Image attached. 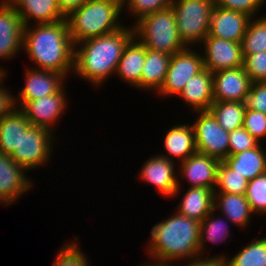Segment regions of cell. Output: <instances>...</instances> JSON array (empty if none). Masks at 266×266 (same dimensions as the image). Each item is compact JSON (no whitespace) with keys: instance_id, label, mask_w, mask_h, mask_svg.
<instances>
[{"instance_id":"obj_1","label":"cell","mask_w":266,"mask_h":266,"mask_svg":"<svg viewBox=\"0 0 266 266\" xmlns=\"http://www.w3.org/2000/svg\"><path fill=\"white\" fill-rule=\"evenodd\" d=\"M24 26L23 49L36 69L68 76L74 70V44L67 19L55 23ZM33 28V29H32Z\"/></svg>"},{"instance_id":"obj_2","label":"cell","mask_w":266,"mask_h":266,"mask_svg":"<svg viewBox=\"0 0 266 266\" xmlns=\"http://www.w3.org/2000/svg\"><path fill=\"white\" fill-rule=\"evenodd\" d=\"M148 243V255L155 262H147L153 266H169L175 262L200 257V222L180 215L173 216L156 223L151 229ZM157 259V260H156Z\"/></svg>"},{"instance_id":"obj_3","label":"cell","mask_w":266,"mask_h":266,"mask_svg":"<svg viewBox=\"0 0 266 266\" xmlns=\"http://www.w3.org/2000/svg\"><path fill=\"white\" fill-rule=\"evenodd\" d=\"M133 36V26H123L113 33L75 44L73 72L99 87L109 76H115L122 52Z\"/></svg>"},{"instance_id":"obj_4","label":"cell","mask_w":266,"mask_h":266,"mask_svg":"<svg viewBox=\"0 0 266 266\" xmlns=\"http://www.w3.org/2000/svg\"><path fill=\"white\" fill-rule=\"evenodd\" d=\"M121 10L122 0H90L72 11L66 19L73 44L121 29Z\"/></svg>"},{"instance_id":"obj_5","label":"cell","mask_w":266,"mask_h":266,"mask_svg":"<svg viewBox=\"0 0 266 266\" xmlns=\"http://www.w3.org/2000/svg\"><path fill=\"white\" fill-rule=\"evenodd\" d=\"M134 36L148 49L173 55L184 50L172 7L145 15L134 23Z\"/></svg>"},{"instance_id":"obj_6","label":"cell","mask_w":266,"mask_h":266,"mask_svg":"<svg viewBox=\"0 0 266 266\" xmlns=\"http://www.w3.org/2000/svg\"><path fill=\"white\" fill-rule=\"evenodd\" d=\"M214 0H173L178 35L186 47L201 44L209 34Z\"/></svg>"},{"instance_id":"obj_7","label":"cell","mask_w":266,"mask_h":266,"mask_svg":"<svg viewBox=\"0 0 266 266\" xmlns=\"http://www.w3.org/2000/svg\"><path fill=\"white\" fill-rule=\"evenodd\" d=\"M52 131L40 126H30L21 133L18 147L9 155L17 165L27 170L39 168L50 162L53 149Z\"/></svg>"},{"instance_id":"obj_8","label":"cell","mask_w":266,"mask_h":266,"mask_svg":"<svg viewBox=\"0 0 266 266\" xmlns=\"http://www.w3.org/2000/svg\"><path fill=\"white\" fill-rule=\"evenodd\" d=\"M190 47L171 55L169 67L158 94L167 97L179 95L191 77L204 69L203 55Z\"/></svg>"},{"instance_id":"obj_9","label":"cell","mask_w":266,"mask_h":266,"mask_svg":"<svg viewBox=\"0 0 266 266\" xmlns=\"http://www.w3.org/2000/svg\"><path fill=\"white\" fill-rule=\"evenodd\" d=\"M192 124L196 151L223 161L228 156L229 132L224 130L209 111H196Z\"/></svg>"},{"instance_id":"obj_10","label":"cell","mask_w":266,"mask_h":266,"mask_svg":"<svg viewBox=\"0 0 266 266\" xmlns=\"http://www.w3.org/2000/svg\"><path fill=\"white\" fill-rule=\"evenodd\" d=\"M204 68L215 73L220 70L244 66L242 44L213 36H206L202 41Z\"/></svg>"},{"instance_id":"obj_11","label":"cell","mask_w":266,"mask_h":266,"mask_svg":"<svg viewBox=\"0 0 266 266\" xmlns=\"http://www.w3.org/2000/svg\"><path fill=\"white\" fill-rule=\"evenodd\" d=\"M65 86L57 93L41 97L34 101L26 102L22 107H17L25 114L32 126L45 127L53 131V125L59 121L60 116L67 108Z\"/></svg>"},{"instance_id":"obj_12","label":"cell","mask_w":266,"mask_h":266,"mask_svg":"<svg viewBox=\"0 0 266 266\" xmlns=\"http://www.w3.org/2000/svg\"><path fill=\"white\" fill-rule=\"evenodd\" d=\"M161 156H152L146 160L139 172L140 179L147 183H151L157 188L158 193L165 197H174L179 194L180 182L177 172H175V162Z\"/></svg>"},{"instance_id":"obj_13","label":"cell","mask_w":266,"mask_h":266,"mask_svg":"<svg viewBox=\"0 0 266 266\" xmlns=\"http://www.w3.org/2000/svg\"><path fill=\"white\" fill-rule=\"evenodd\" d=\"M252 82L244 66L213 73V100L245 102Z\"/></svg>"},{"instance_id":"obj_14","label":"cell","mask_w":266,"mask_h":266,"mask_svg":"<svg viewBox=\"0 0 266 266\" xmlns=\"http://www.w3.org/2000/svg\"><path fill=\"white\" fill-rule=\"evenodd\" d=\"M0 2V59H13L23 47L24 26L15 7L8 0Z\"/></svg>"},{"instance_id":"obj_15","label":"cell","mask_w":266,"mask_h":266,"mask_svg":"<svg viewBox=\"0 0 266 266\" xmlns=\"http://www.w3.org/2000/svg\"><path fill=\"white\" fill-rule=\"evenodd\" d=\"M25 167L17 165L9 155L0 152V204L8 206L31 189Z\"/></svg>"},{"instance_id":"obj_16","label":"cell","mask_w":266,"mask_h":266,"mask_svg":"<svg viewBox=\"0 0 266 266\" xmlns=\"http://www.w3.org/2000/svg\"><path fill=\"white\" fill-rule=\"evenodd\" d=\"M65 76L49 70L27 69L25 73V86L20 91L15 102L22 107L28 101H34L44 96L57 93L64 85Z\"/></svg>"},{"instance_id":"obj_17","label":"cell","mask_w":266,"mask_h":266,"mask_svg":"<svg viewBox=\"0 0 266 266\" xmlns=\"http://www.w3.org/2000/svg\"><path fill=\"white\" fill-rule=\"evenodd\" d=\"M250 18L245 13L214 6L207 36L241 43Z\"/></svg>"},{"instance_id":"obj_18","label":"cell","mask_w":266,"mask_h":266,"mask_svg":"<svg viewBox=\"0 0 266 266\" xmlns=\"http://www.w3.org/2000/svg\"><path fill=\"white\" fill-rule=\"evenodd\" d=\"M219 163L220 160L215 157L196 152L185 161L178 163L179 173L182 174L181 177L187 179L191 187L215 190Z\"/></svg>"},{"instance_id":"obj_19","label":"cell","mask_w":266,"mask_h":266,"mask_svg":"<svg viewBox=\"0 0 266 266\" xmlns=\"http://www.w3.org/2000/svg\"><path fill=\"white\" fill-rule=\"evenodd\" d=\"M21 17L23 26H29L33 19L35 24L55 23L66 20L58 0H8ZM30 21V22H29Z\"/></svg>"},{"instance_id":"obj_20","label":"cell","mask_w":266,"mask_h":266,"mask_svg":"<svg viewBox=\"0 0 266 266\" xmlns=\"http://www.w3.org/2000/svg\"><path fill=\"white\" fill-rule=\"evenodd\" d=\"M195 111H208L213 100V73L204 68L191 77L178 95Z\"/></svg>"},{"instance_id":"obj_21","label":"cell","mask_w":266,"mask_h":266,"mask_svg":"<svg viewBox=\"0 0 266 266\" xmlns=\"http://www.w3.org/2000/svg\"><path fill=\"white\" fill-rule=\"evenodd\" d=\"M145 57L146 47L133 36L122 52L115 74L131 86L141 89V73Z\"/></svg>"},{"instance_id":"obj_22","label":"cell","mask_w":266,"mask_h":266,"mask_svg":"<svg viewBox=\"0 0 266 266\" xmlns=\"http://www.w3.org/2000/svg\"><path fill=\"white\" fill-rule=\"evenodd\" d=\"M164 149L167 155L161 154V156L171 161L177 157L182 162L195 154L197 151L193 126L189 124L171 126L164 137Z\"/></svg>"},{"instance_id":"obj_23","label":"cell","mask_w":266,"mask_h":266,"mask_svg":"<svg viewBox=\"0 0 266 266\" xmlns=\"http://www.w3.org/2000/svg\"><path fill=\"white\" fill-rule=\"evenodd\" d=\"M213 203L214 190L189 186L177 206V212L180 215L201 222L213 210Z\"/></svg>"},{"instance_id":"obj_24","label":"cell","mask_w":266,"mask_h":266,"mask_svg":"<svg viewBox=\"0 0 266 266\" xmlns=\"http://www.w3.org/2000/svg\"><path fill=\"white\" fill-rule=\"evenodd\" d=\"M213 209L222 211L227 221L240 228H246L253 215L245 195L214 193Z\"/></svg>"},{"instance_id":"obj_25","label":"cell","mask_w":266,"mask_h":266,"mask_svg":"<svg viewBox=\"0 0 266 266\" xmlns=\"http://www.w3.org/2000/svg\"><path fill=\"white\" fill-rule=\"evenodd\" d=\"M259 143L255 148L228 155L224 161L247 180L266 173V151Z\"/></svg>"},{"instance_id":"obj_26","label":"cell","mask_w":266,"mask_h":266,"mask_svg":"<svg viewBox=\"0 0 266 266\" xmlns=\"http://www.w3.org/2000/svg\"><path fill=\"white\" fill-rule=\"evenodd\" d=\"M171 55L146 48V57L141 73V89L157 92L165 79Z\"/></svg>"},{"instance_id":"obj_27","label":"cell","mask_w":266,"mask_h":266,"mask_svg":"<svg viewBox=\"0 0 266 266\" xmlns=\"http://www.w3.org/2000/svg\"><path fill=\"white\" fill-rule=\"evenodd\" d=\"M31 124L25 114L16 108L0 120V152L10 155L18 147L20 136Z\"/></svg>"},{"instance_id":"obj_28","label":"cell","mask_w":266,"mask_h":266,"mask_svg":"<svg viewBox=\"0 0 266 266\" xmlns=\"http://www.w3.org/2000/svg\"><path fill=\"white\" fill-rule=\"evenodd\" d=\"M245 102L214 101L209 112L227 132L243 127Z\"/></svg>"},{"instance_id":"obj_29","label":"cell","mask_w":266,"mask_h":266,"mask_svg":"<svg viewBox=\"0 0 266 266\" xmlns=\"http://www.w3.org/2000/svg\"><path fill=\"white\" fill-rule=\"evenodd\" d=\"M213 209L201 222H200V240H199V252L200 257H203V251L205 250V244L209 240L211 243H222L228 239L230 236V231L227 221L223 220L224 218H215L214 219Z\"/></svg>"},{"instance_id":"obj_30","label":"cell","mask_w":266,"mask_h":266,"mask_svg":"<svg viewBox=\"0 0 266 266\" xmlns=\"http://www.w3.org/2000/svg\"><path fill=\"white\" fill-rule=\"evenodd\" d=\"M224 261L225 266H266V236L250 242L232 259Z\"/></svg>"},{"instance_id":"obj_31","label":"cell","mask_w":266,"mask_h":266,"mask_svg":"<svg viewBox=\"0 0 266 266\" xmlns=\"http://www.w3.org/2000/svg\"><path fill=\"white\" fill-rule=\"evenodd\" d=\"M254 19V20H253ZM243 55L266 51V16L250 18L242 39Z\"/></svg>"},{"instance_id":"obj_32","label":"cell","mask_w":266,"mask_h":266,"mask_svg":"<svg viewBox=\"0 0 266 266\" xmlns=\"http://www.w3.org/2000/svg\"><path fill=\"white\" fill-rule=\"evenodd\" d=\"M248 181L245 177L236 173L224 160L220 161L214 193L245 195Z\"/></svg>"},{"instance_id":"obj_33","label":"cell","mask_w":266,"mask_h":266,"mask_svg":"<svg viewBox=\"0 0 266 266\" xmlns=\"http://www.w3.org/2000/svg\"><path fill=\"white\" fill-rule=\"evenodd\" d=\"M245 197L255 214L266 213V173L248 181Z\"/></svg>"},{"instance_id":"obj_34","label":"cell","mask_w":266,"mask_h":266,"mask_svg":"<svg viewBox=\"0 0 266 266\" xmlns=\"http://www.w3.org/2000/svg\"><path fill=\"white\" fill-rule=\"evenodd\" d=\"M172 2L173 0H122V8L128 7V14L137 18L136 22L145 15L171 7Z\"/></svg>"},{"instance_id":"obj_35","label":"cell","mask_w":266,"mask_h":266,"mask_svg":"<svg viewBox=\"0 0 266 266\" xmlns=\"http://www.w3.org/2000/svg\"><path fill=\"white\" fill-rule=\"evenodd\" d=\"M78 244L74 240L68 244H64L55 255L52 266H90L85 253L78 248Z\"/></svg>"},{"instance_id":"obj_36","label":"cell","mask_w":266,"mask_h":266,"mask_svg":"<svg viewBox=\"0 0 266 266\" xmlns=\"http://www.w3.org/2000/svg\"><path fill=\"white\" fill-rule=\"evenodd\" d=\"M243 57L244 68L251 82H266V51Z\"/></svg>"},{"instance_id":"obj_37","label":"cell","mask_w":266,"mask_h":266,"mask_svg":"<svg viewBox=\"0 0 266 266\" xmlns=\"http://www.w3.org/2000/svg\"><path fill=\"white\" fill-rule=\"evenodd\" d=\"M259 143L244 127L235 129L229 132L228 155L255 148Z\"/></svg>"},{"instance_id":"obj_38","label":"cell","mask_w":266,"mask_h":266,"mask_svg":"<svg viewBox=\"0 0 266 266\" xmlns=\"http://www.w3.org/2000/svg\"><path fill=\"white\" fill-rule=\"evenodd\" d=\"M243 127L260 142L266 137V114L246 108Z\"/></svg>"},{"instance_id":"obj_39","label":"cell","mask_w":266,"mask_h":266,"mask_svg":"<svg viewBox=\"0 0 266 266\" xmlns=\"http://www.w3.org/2000/svg\"><path fill=\"white\" fill-rule=\"evenodd\" d=\"M215 6L239 11L247 14L251 18L256 15L258 10L262 8L265 0H214Z\"/></svg>"},{"instance_id":"obj_40","label":"cell","mask_w":266,"mask_h":266,"mask_svg":"<svg viewBox=\"0 0 266 266\" xmlns=\"http://www.w3.org/2000/svg\"><path fill=\"white\" fill-rule=\"evenodd\" d=\"M246 108L266 114V82H253L245 100Z\"/></svg>"},{"instance_id":"obj_41","label":"cell","mask_w":266,"mask_h":266,"mask_svg":"<svg viewBox=\"0 0 266 266\" xmlns=\"http://www.w3.org/2000/svg\"><path fill=\"white\" fill-rule=\"evenodd\" d=\"M18 105H16L15 97L2 86H0V120L11 114Z\"/></svg>"},{"instance_id":"obj_42","label":"cell","mask_w":266,"mask_h":266,"mask_svg":"<svg viewBox=\"0 0 266 266\" xmlns=\"http://www.w3.org/2000/svg\"><path fill=\"white\" fill-rule=\"evenodd\" d=\"M225 259H226L225 255L224 256L216 255L213 258L212 257L204 258L203 256V257L195 258L193 260H187L188 263L186 261L185 265L186 266H225V261H224ZM169 266H172V265H169Z\"/></svg>"},{"instance_id":"obj_43","label":"cell","mask_w":266,"mask_h":266,"mask_svg":"<svg viewBox=\"0 0 266 266\" xmlns=\"http://www.w3.org/2000/svg\"><path fill=\"white\" fill-rule=\"evenodd\" d=\"M90 0H58L61 11L68 16L72 11L81 7Z\"/></svg>"},{"instance_id":"obj_44","label":"cell","mask_w":266,"mask_h":266,"mask_svg":"<svg viewBox=\"0 0 266 266\" xmlns=\"http://www.w3.org/2000/svg\"><path fill=\"white\" fill-rule=\"evenodd\" d=\"M6 70L4 68L0 67V86L2 85L3 81L5 80L4 78L6 77Z\"/></svg>"}]
</instances>
